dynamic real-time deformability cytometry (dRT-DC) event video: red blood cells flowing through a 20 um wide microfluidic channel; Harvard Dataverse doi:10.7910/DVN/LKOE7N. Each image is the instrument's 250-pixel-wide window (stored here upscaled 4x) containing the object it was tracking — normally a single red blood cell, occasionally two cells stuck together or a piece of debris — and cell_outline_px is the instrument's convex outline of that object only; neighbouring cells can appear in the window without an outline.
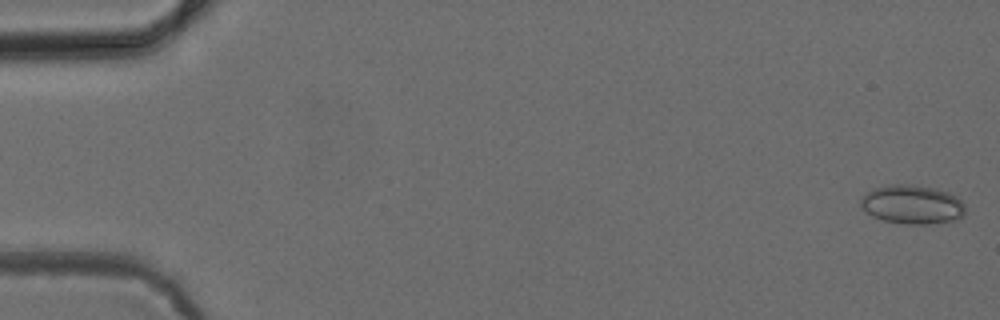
{"species": "common noctule bat (a hibernating species)", "species_latin": "Nyctalus noctula", "temperature_condition": "cold", "stored_images_in_passage": 5, "camera_frame_rate_fps": 3000, "um_per_image_px": 0.085, "animal": {"sex": "female", "body_mass_g": 24.6, "forearm_length_mm": 56.2}, "frame": {"image": 1, "passage_image": 1, "time_ms": 0.0, "image_size_px": [1000, 320], "cell_outline_px": [[964, 216], [956, 220], [928, 224], [908, 224], [880, 220], [872, 216], [860, 204], [860, 200], [872, 188], [892, 184], [904, 184], [932, 188], [948, 192], [956, 196], [964, 204]], "centroid_in_image_um": [77.54, 17.39], "position_along_channel_um": 7.5, "area_um2": 23.58}}